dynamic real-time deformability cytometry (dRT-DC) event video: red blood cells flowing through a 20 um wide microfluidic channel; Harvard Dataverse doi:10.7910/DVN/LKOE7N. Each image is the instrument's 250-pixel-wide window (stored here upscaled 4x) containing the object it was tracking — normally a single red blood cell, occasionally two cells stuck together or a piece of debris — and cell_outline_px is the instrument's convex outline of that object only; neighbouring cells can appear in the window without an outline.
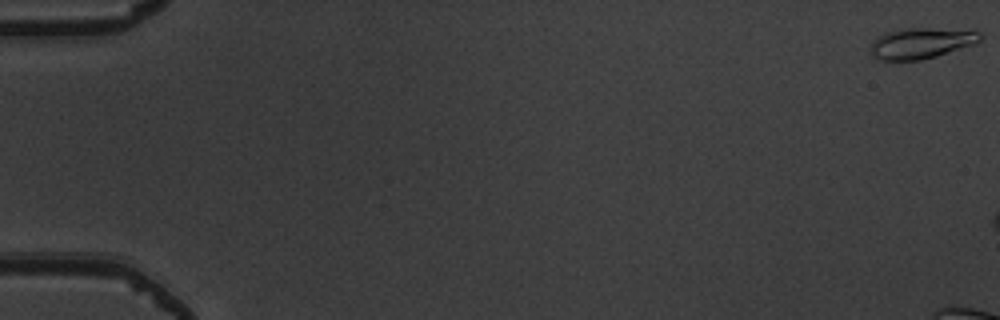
{"species": "common noctule bat (a hibernating species)", "species_latin": "Nyctalus noctula", "temperature_condition": "warm", "stored_images_in_passage": 9, "camera_frame_rate_fps": 3000, "um_per_image_px": 0.085, "animal": {"sex": "male", "body_mass_g": 19.5, "forearm_length_mm": 54.6}, "frame": {"image": 1, "passage_image": 1, "time_ms": 0.0, "image_size_px": [1000, 320], "cell_outline_px": [[984, 36], [980, 40], [972, 44], [936, 56], [920, 60], [880, 60], [872, 56], [868, 48], [868, 44], [876, 36], [884, 32], [900, 28], [976, 28]], "centroid_in_image_um": [78.28, 3.63], "position_along_channel_um": 6.7, "area_um2": 20.46}}